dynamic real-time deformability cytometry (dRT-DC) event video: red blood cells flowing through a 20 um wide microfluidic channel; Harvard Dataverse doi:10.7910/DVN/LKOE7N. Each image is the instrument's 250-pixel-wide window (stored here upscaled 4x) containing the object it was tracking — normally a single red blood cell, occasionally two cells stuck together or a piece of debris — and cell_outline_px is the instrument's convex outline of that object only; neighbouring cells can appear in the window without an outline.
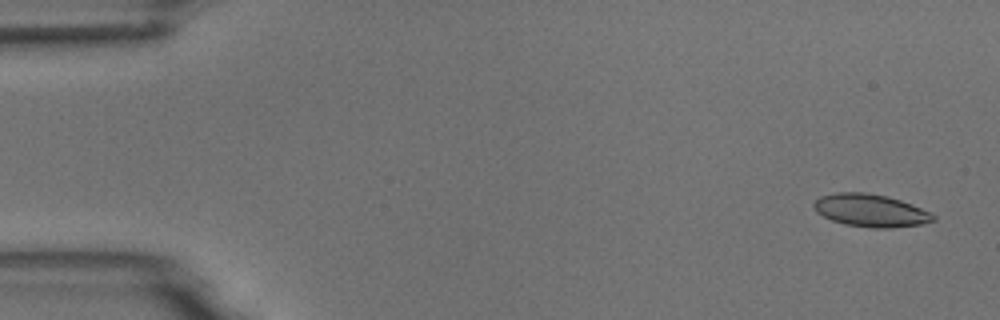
{"species": "common noctule bat (a hibernating species)", "species_latin": "Nyctalus noctula", "temperature_condition": "room temperature", "stored_images_in_passage": 2, "camera_frame_rate_fps": 3000, "um_per_image_px": 0.085, "animal": {"sex": "male", "body_mass_g": 18.8}, "frame": {"image": 1, "passage_image": 2, "time_ms": 1.333, "image_size_px": [1000, 320], "cell_outline_px": [[936, 220], [920, 224], [892, 228], [872, 228], [844, 224], [832, 220], [816, 212], [812, 204], [820, 196], [836, 192], [864, 192], [884, 196], [900, 200], [912, 204], [932, 212], [936, 216]], "centroid_in_image_um": [74.01, 17.89], "position_along_channel_um": 11.0, "area_um2": 22.77}}